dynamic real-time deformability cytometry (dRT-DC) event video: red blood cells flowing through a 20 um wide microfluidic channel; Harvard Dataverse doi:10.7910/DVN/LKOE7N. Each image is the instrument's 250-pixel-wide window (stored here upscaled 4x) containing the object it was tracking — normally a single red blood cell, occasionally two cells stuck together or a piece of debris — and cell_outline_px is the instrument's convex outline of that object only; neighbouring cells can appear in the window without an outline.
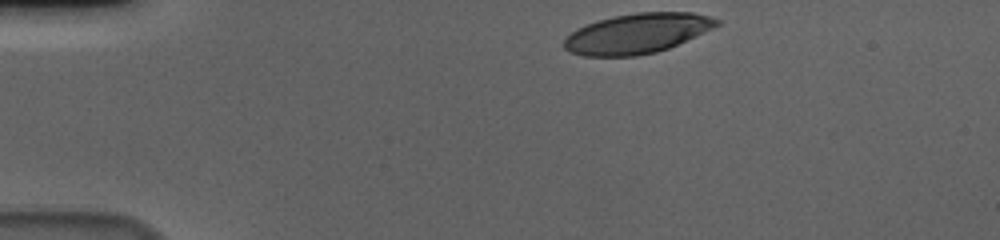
{"species": "human", "species_latin": "Homo sapiens", "temperature_condition": "cold", "stored_images_in_passage": 38, "camera_frame_rate_fps": 3000, "um_per_image_px": 0.085, "donor": {"sex": "male"}, "frame": {"image": 1, "passage_image": 1, "time_ms": 0.0, "image_size_px": [1000, 240], "cell_outline_px": [[720, 24], [712, 28], [668, 48], [656, 52], [636, 56], [584, 56], [572, 52], [564, 48], [564, 40], [576, 28], [584, 24], [616, 16], [636, 12], [692, 12], [708, 16], [720, 20]], "centroid_in_image_um": [54.14, 2.84], "position_along_channel_um": 30.9, "area_um2": 35.2}}
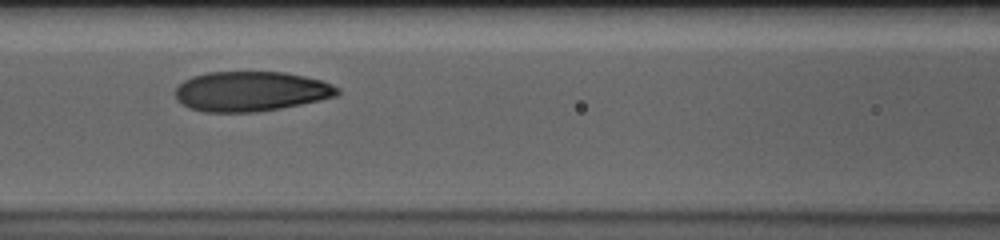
{"frame": {"image": 2, "passage_image": 16, "time_ms": 5.0, "image_size_px": [1000, 240], "cell_outline_px": [[340, 92], [336, 96], [320, 100], [280, 108], [256, 112], [204, 112], [188, 108], [176, 100], [176, 88], [184, 80], [192, 76], [208, 72], [284, 72], [304, 76], [320, 80], [332, 84], [340, 88]], "centroid_in_image_um": [21.31, 7.77], "position_along_channel_um": 145.3, "area_um2": 37.74}}
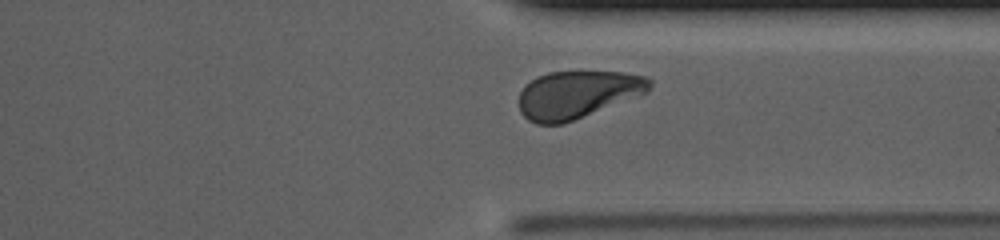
{"frame": {"image": 3, "passage_image": 34, "time_ms": 11.0, "image_size_px": [1000, 240], "cell_outline_px": [[652, 88], [648, 92], [564, 124], [536, 124], [528, 120], [520, 112], [520, 92], [532, 80], [548, 72], [624, 72], [648, 76], [652, 80]], "centroid_in_image_um": [49.12, 8.04], "position_along_channel_um": 362.3, "area_um2": 36.13}, "authors_computed_cell_mechanics": {"area_um2": 37.8012, "velocity_mm_per_s": 3.6205, "shape_relaxation_time_tau1_ms": 3.73, "shape_relaxation_time_tau2_ms": 1.1378, "deformation_change_tau1": 0.1723, "deformation_change_tau2": 0.067}}